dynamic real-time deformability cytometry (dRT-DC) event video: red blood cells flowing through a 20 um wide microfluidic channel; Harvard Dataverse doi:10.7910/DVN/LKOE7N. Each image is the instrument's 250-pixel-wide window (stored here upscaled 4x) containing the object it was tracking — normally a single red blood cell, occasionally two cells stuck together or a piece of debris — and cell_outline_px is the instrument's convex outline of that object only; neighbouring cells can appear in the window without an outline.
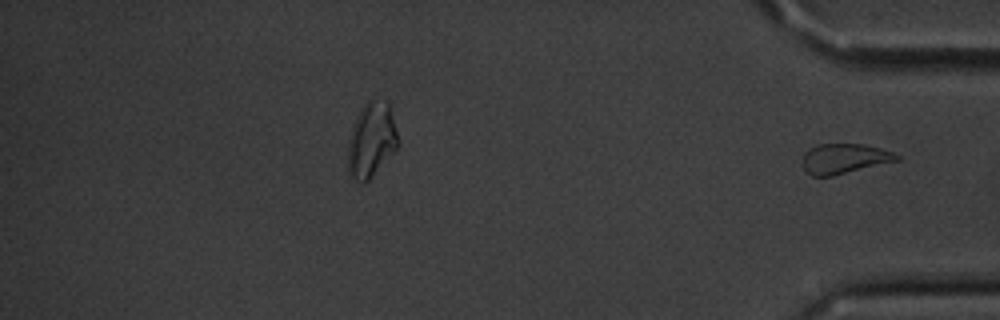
{"species": "common noctule bat (a hibernating species)", "species_latin": "Nyctalus noctula", "temperature_condition": "cold", "stored_images_in_passage": 49, "segment_of_instrument_passage": [2, 2], "camera_frame_rate_fps": 3000, "um_per_image_px": 0.085, "animal": {"sex": "male", "body_mass_g": 20.1, "forearm_length_mm": 53.5}, "frame": {"image": 1, "passage_image": 49, "time_ms": 16.0, "image_size_px": [1000, 320], "cell_outline_px": [[900, 160], [832, 176], [812, 176], [804, 168], [804, 152], [816, 144], [864, 144], [880, 148], [892, 152], [900, 156]], "centroid_in_image_um": [71.78, 13.48], "position_along_channel_um": 363.4, "area_um2": 16.36}}